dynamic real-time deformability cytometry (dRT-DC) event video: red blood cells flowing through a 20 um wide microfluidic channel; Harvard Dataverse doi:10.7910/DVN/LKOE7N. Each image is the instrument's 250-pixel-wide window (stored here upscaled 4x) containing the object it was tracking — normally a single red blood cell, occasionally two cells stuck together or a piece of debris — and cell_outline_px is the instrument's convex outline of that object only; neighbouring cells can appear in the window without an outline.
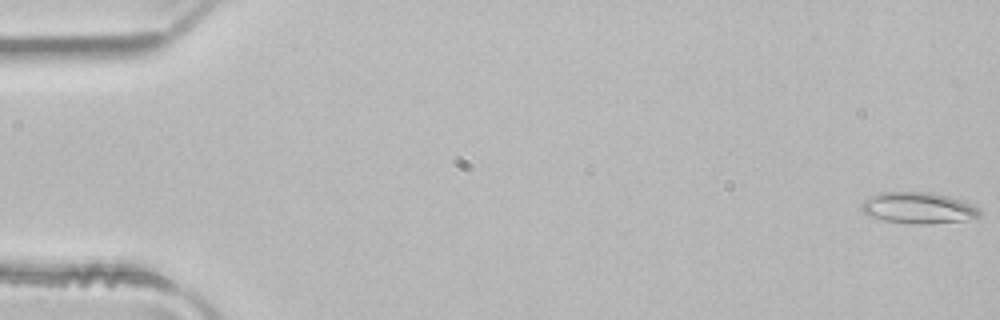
{"species": "common noctule bat (a hibernating species)", "species_latin": "Nyctalus noctula", "temperature_condition": "room temperature", "stored_images_in_passage": 4, "camera_frame_rate_fps": 3000, "um_per_image_px": 0.085, "animal": {"sex": "male", "body_mass_g": 21.5, "forearm_length_mm": 52.0}, "frame": {"image": 1, "passage_image": 1, "time_ms": 0.0, "image_size_px": [1000, 320], "cell_outline_px": [[980, 216], [964, 220], [928, 224], [912, 224], [884, 220], [868, 216], [860, 208], [860, 204], [864, 200], [880, 192], [928, 192], [948, 196], [964, 200], [980, 208]], "centroid_in_image_um": [78.05, 17.67], "position_along_channel_um": 6.9, "area_um2": 21.62}}